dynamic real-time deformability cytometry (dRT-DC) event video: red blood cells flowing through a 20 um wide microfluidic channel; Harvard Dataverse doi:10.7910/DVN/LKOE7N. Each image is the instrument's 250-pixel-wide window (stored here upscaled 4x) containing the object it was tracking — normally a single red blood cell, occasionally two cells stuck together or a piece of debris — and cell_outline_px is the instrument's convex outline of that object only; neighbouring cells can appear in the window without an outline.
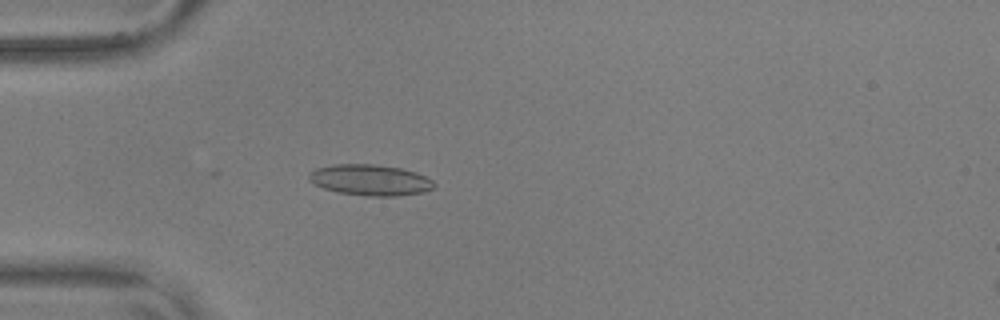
{"species": "common noctule bat (a hibernating species)", "species_latin": "Nyctalus noctula", "temperature_condition": "warm", "stored_images_in_passage": 56, "camera_frame_rate_fps": 3000, "um_per_image_px": 0.085, "animal": {"sex": "male", "body_mass_g": 17.9, "forearm_length_mm": 54.2}, "frame": {"image": 1, "passage_image": 17, "time_ms": 5.333, "image_size_px": [1000, 320], "cell_outline_px": [[436, 188], [424, 192], [400, 196], [368, 196], [336, 192], [324, 188], [308, 180], [308, 172], [316, 168], [332, 164], [376, 164], [400, 168], [416, 172], [432, 180], [436, 184]], "centroid_in_image_um": [31.48, 15.3], "position_along_channel_um": 53.5, "area_um2": 22.83}}
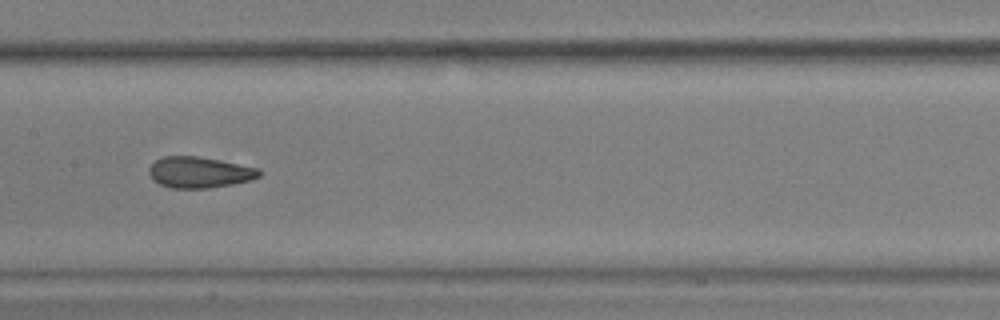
{"frame": {"image": 2, "passage_image": 29, "time_ms": 9.333, "image_size_px": [1000, 320], "cell_outline_px": [[264, 172], [260, 176], [252, 180], [232, 184], [208, 188], [172, 188], [160, 184], [152, 180], [148, 172], [148, 168], [156, 160], [164, 156], [196, 156], [220, 160], [260, 168]], "centroid_in_image_um": [16.98, 14.65], "position_along_channel_um": 190.4, "area_um2": 20.11}}
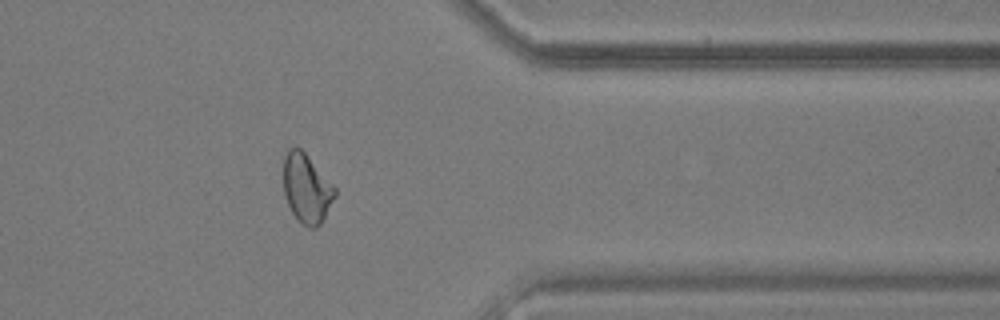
{"frame": {"image": 3, "passage_image": 46, "time_ms": 15.0, "image_size_px": [1000, 320], "cell_outline_px": [[336, 196], [324, 220], [316, 228], [308, 228], [292, 212], [284, 196], [284, 156], [288, 148], [300, 148], [304, 152], [336, 188]], "centroid_in_image_um": [26.08, 16.03], "position_along_channel_um": 385.3, "area_um2": 20.52}, "authors_computed_cell_mechanics": {"area_um2": 20.519, "velocity_mm_per_s": 3.6443, "shape_relaxation_time_tau1_ms": null, "shape_relaxation_time_tau2_ms": 1.3494, "deformation_change_tau1": null, "deformation_change_tau2": 0.0817}}